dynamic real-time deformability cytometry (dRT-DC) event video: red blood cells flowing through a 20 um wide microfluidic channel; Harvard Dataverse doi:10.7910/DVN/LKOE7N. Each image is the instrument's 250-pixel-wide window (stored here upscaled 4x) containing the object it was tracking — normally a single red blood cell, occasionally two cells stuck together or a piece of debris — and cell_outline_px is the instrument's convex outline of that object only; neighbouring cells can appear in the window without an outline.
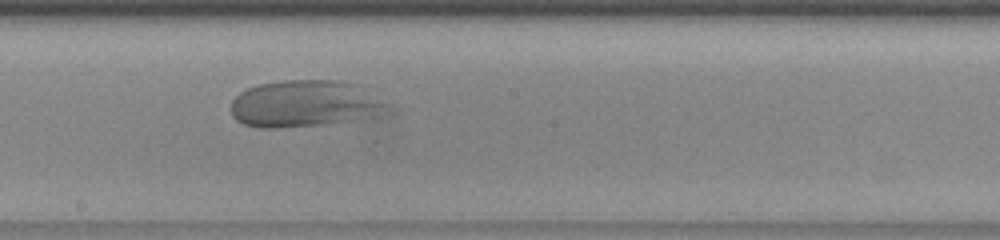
{"species": "human", "species_latin": "Homo sapiens", "temperature_condition": "warm", "stored_images_in_passage": 33, "camera_frame_rate_fps": 3000, "um_per_image_px": 0.085, "donor": {"sex": "female"}, "frame": {"image": 1, "passage_image": 19, "time_ms": 6.0, "image_size_px": [1000, 240], "cell_outline_px": [[396, 112], [388, 116], [320, 124], [276, 128], [260, 128], [244, 124], [236, 120], [232, 116], [232, 100], [240, 92], [248, 88], [260, 84], [284, 80], [344, 80], [360, 84], [388, 104]], "centroid_in_image_um": [26.05, 8.81], "position_along_channel_um": 222.1, "area_um2": 43.58}}